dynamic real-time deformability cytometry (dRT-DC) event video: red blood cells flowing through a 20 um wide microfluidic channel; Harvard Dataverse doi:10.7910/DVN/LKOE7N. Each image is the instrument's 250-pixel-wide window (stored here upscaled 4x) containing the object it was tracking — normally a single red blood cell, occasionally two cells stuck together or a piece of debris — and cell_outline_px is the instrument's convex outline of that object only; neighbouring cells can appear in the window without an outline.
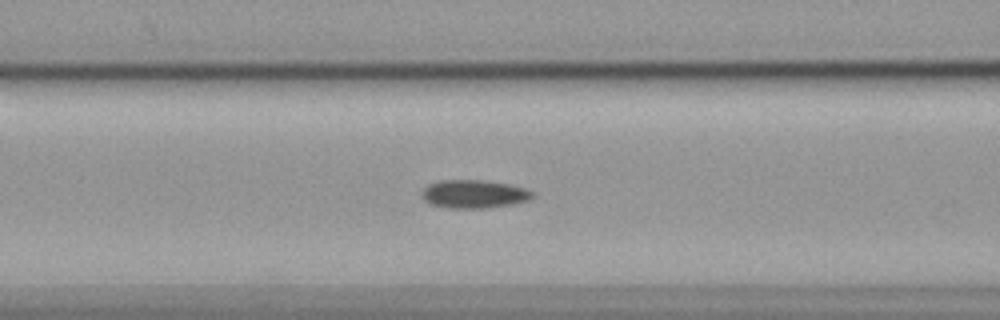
{"species": "common noctule bat (a hibernating species)", "species_latin": "Nyctalus noctula", "temperature_condition": "cold", "stored_images_in_passage": 56, "camera_frame_rate_fps": 3000, "um_per_image_px": 0.085, "animal": {"sex": "female", "body_mass_g": 19.9}, "frame": {"image": 1, "passage_image": 22, "time_ms": 7.0, "image_size_px": [1000, 320], "cell_outline_px": [[536, 192], [528, 200], [512, 204], [484, 208], [448, 208], [428, 204], [420, 196], [420, 192], [428, 184], [440, 180], [480, 180], [508, 184], [528, 188]], "centroid_in_image_um": [40.25, 16.49], "position_along_channel_um": 126.3, "area_um2": 18.44}}
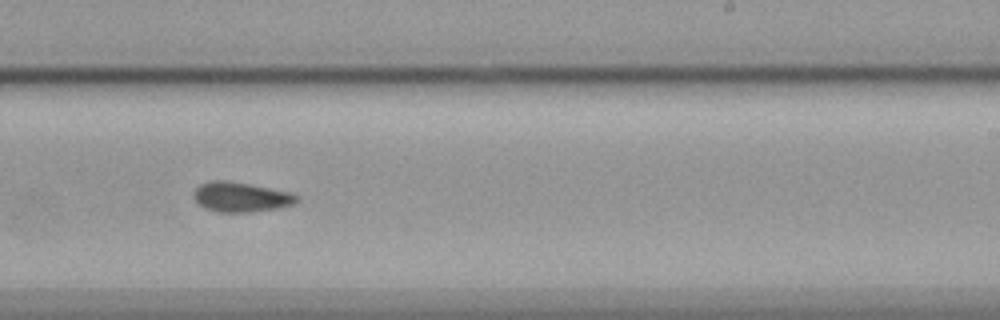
{"frame": {"image": 2, "passage_image": 34, "time_ms": 11.0, "image_size_px": [1000, 320], "cell_outline_px": [[300, 200], [296, 204], [280, 208], [248, 212], [220, 212], [204, 208], [196, 200], [196, 188], [200, 184], [212, 180], [228, 180], [288, 192], [300, 196]], "centroid_in_image_um": [20.54, 16.75], "position_along_channel_um": 268.5, "area_um2": 17.74}}
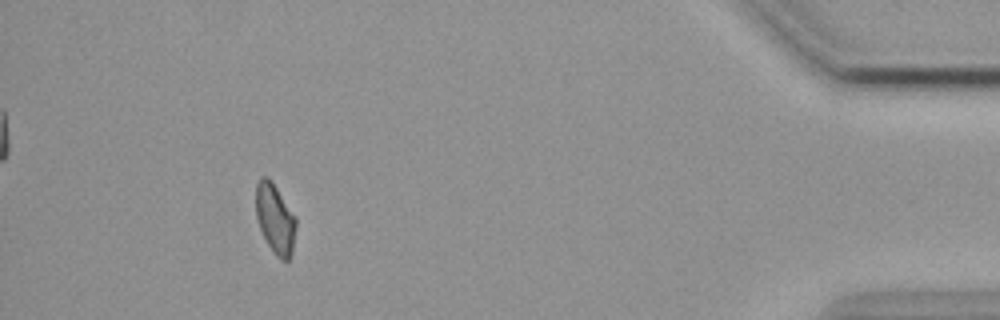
{"frame": {"image": 3, "passage_image": 51, "time_ms": 16.667, "image_size_px": [1000, 320], "cell_outline_px": [[296, 228], [292, 252], [288, 260], [280, 260], [276, 256], [268, 244], [260, 228], [256, 216], [256, 184], [260, 176], [268, 176], [272, 180], [296, 216]], "centroid_in_image_um": [23.39, 18.55], "position_along_channel_um": 411.8, "area_um2": 16.47}, "authors_computed_cell_mechanics": {"area_um2": 17.6868, "velocity_mm_per_s": 3.5779, "shape_relaxation_time_tau1_ms": null, "shape_relaxation_time_tau2_ms": 9.1838, "deformation_change_tau1": null, "deformation_change_tau2": 0.137}}